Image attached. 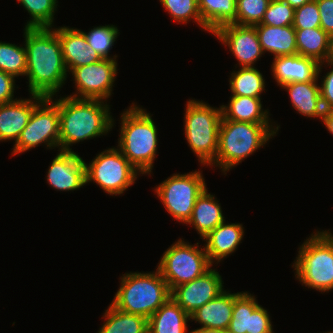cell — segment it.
Listing matches in <instances>:
<instances>
[{"instance_id": "obj_20", "label": "cell", "mask_w": 333, "mask_h": 333, "mask_svg": "<svg viewBox=\"0 0 333 333\" xmlns=\"http://www.w3.org/2000/svg\"><path fill=\"white\" fill-rule=\"evenodd\" d=\"M244 227L241 223H226V219L202 239L210 263L218 264L227 256L233 254L244 237Z\"/></svg>"}, {"instance_id": "obj_39", "label": "cell", "mask_w": 333, "mask_h": 333, "mask_svg": "<svg viewBox=\"0 0 333 333\" xmlns=\"http://www.w3.org/2000/svg\"><path fill=\"white\" fill-rule=\"evenodd\" d=\"M15 77L0 70V104L10 103L18 98H14L16 88Z\"/></svg>"}, {"instance_id": "obj_6", "label": "cell", "mask_w": 333, "mask_h": 333, "mask_svg": "<svg viewBox=\"0 0 333 333\" xmlns=\"http://www.w3.org/2000/svg\"><path fill=\"white\" fill-rule=\"evenodd\" d=\"M294 259L295 277L302 286L321 293L333 290V234L329 230L314 231L298 247Z\"/></svg>"}, {"instance_id": "obj_35", "label": "cell", "mask_w": 333, "mask_h": 333, "mask_svg": "<svg viewBox=\"0 0 333 333\" xmlns=\"http://www.w3.org/2000/svg\"><path fill=\"white\" fill-rule=\"evenodd\" d=\"M271 0H236V19L233 24L255 26L261 23Z\"/></svg>"}, {"instance_id": "obj_23", "label": "cell", "mask_w": 333, "mask_h": 333, "mask_svg": "<svg viewBox=\"0 0 333 333\" xmlns=\"http://www.w3.org/2000/svg\"><path fill=\"white\" fill-rule=\"evenodd\" d=\"M228 104L221 105L222 120L243 121L254 124L280 125L270 120L269 109H263L262 99L249 96H230Z\"/></svg>"}, {"instance_id": "obj_26", "label": "cell", "mask_w": 333, "mask_h": 333, "mask_svg": "<svg viewBox=\"0 0 333 333\" xmlns=\"http://www.w3.org/2000/svg\"><path fill=\"white\" fill-rule=\"evenodd\" d=\"M189 320L190 316L170 297L148 318V333H187Z\"/></svg>"}, {"instance_id": "obj_9", "label": "cell", "mask_w": 333, "mask_h": 333, "mask_svg": "<svg viewBox=\"0 0 333 333\" xmlns=\"http://www.w3.org/2000/svg\"><path fill=\"white\" fill-rule=\"evenodd\" d=\"M85 166L86 184L93 181L110 196L123 195L141 175L122 152L113 146L98 153L91 163L85 162Z\"/></svg>"}, {"instance_id": "obj_21", "label": "cell", "mask_w": 333, "mask_h": 333, "mask_svg": "<svg viewBox=\"0 0 333 333\" xmlns=\"http://www.w3.org/2000/svg\"><path fill=\"white\" fill-rule=\"evenodd\" d=\"M234 293L224 290L216 298L208 301L190 315V321L200 324V328L227 331L232 319Z\"/></svg>"}, {"instance_id": "obj_29", "label": "cell", "mask_w": 333, "mask_h": 333, "mask_svg": "<svg viewBox=\"0 0 333 333\" xmlns=\"http://www.w3.org/2000/svg\"><path fill=\"white\" fill-rule=\"evenodd\" d=\"M103 322L97 333H148V319L122 312L112 304L102 315Z\"/></svg>"}, {"instance_id": "obj_18", "label": "cell", "mask_w": 333, "mask_h": 333, "mask_svg": "<svg viewBox=\"0 0 333 333\" xmlns=\"http://www.w3.org/2000/svg\"><path fill=\"white\" fill-rule=\"evenodd\" d=\"M319 63L301 55L279 56L273 58L271 75L277 86L291 82H310L320 78L322 70H318Z\"/></svg>"}, {"instance_id": "obj_28", "label": "cell", "mask_w": 333, "mask_h": 333, "mask_svg": "<svg viewBox=\"0 0 333 333\" xmlns=\"http://www.w3.org/2000/svg\"><path fill=\"white\" fill-rule=\"evenodd\" d=\"M204 31L213 34L236 19V0H198Z\"/></svg>"}, {"instance_id": "obj_12", "label": "cell", "mask_w": 333, "mask_h": 333, "mask_svg": "<svg viewBox=\"0 0 333 333\" xmlns=\"http://www.w3.org/2000/svg\"><path fill=\"white\" fill-rule=\"evenodd\" d=\"M117 70V60L112 59H102L89 65L73 68L69 74L73 76L76 91L67 96L107 102L113 94Z\"/></svg>"}, {"instance_id": "obj_37", "label": "cell", "mask_w": 333, "mask_h": 333, "mask_svg": "<svg viewBox=\"0 0 333 333\" xmlns=\"http://www.w3.org/2000/svg\"><path fill=\"white\" fill-rule=\"evenodd\" d=\"M320 27V15L317 2L312 0L309 3L294 10V29H308Z\"/></svg>"}, {"instance_id": "obj_4", "label": "cell", "mask_w": 333, "mask_h": 333, "mask_svg": "<svg viewBox=\"0 0 333 333\" xmlns=\"http://www.w3.org/2000/svg\"><path fill=\"white\" fill-rule=\"evenodd\" d=\"M277 133L275 125L221 120L218 152L210 167H218L226 175L232 168L263 148Z\"/></svg>"}, {"instance_id": "obj_16", "label": "cell", "mask_w": 333, "mask_h": 333, "mask_svg": "<svg viewBox=\"0 0 333 333\" xmlns=\"http://www.w3.org/2000/svg\"><path fill=\"white\" fill-rule=\"evenodd\" d=\"M47 172V184L57 191H75L86 185V166L75 151L58 150Z\"/></svg>"}, {"instance_id": "obj_11", "label": "cell", "mask_w": 333, "mask_h": 333, "mask_svg": "<svg viewBox=\"0 0 333 333\" xmlns=\"http://www.w3.org/2000/svg\"><path fill=\"white\" fill-rule=\"evenodd\" d=\"M55 100V101H54ZM60 115L58 96L45 97L34 109L28 124L22 130L11 155L21 154L40 146L42 143L47 149H59Z\"/></svg>"}, {"instance_id": "obj_2", "label": "cell", "mask_w": 333, "mask_h": 333, "mask_svg": "<svg viewBox=\"0 0 333 333\" xmlns=\"http://www.w3.org/2000/svg\"><path fill=\"white\" fill-rule=\"evenodd\" d=\"M58 96L59 150L74 151L70 148L73 144L105 136L114 128L115 119L106 101Z\"/></svg>"}, {"instance_id": "obj_42", "label": "cell", "mask_w": 333, "mask_h": 333, "mask_svg": "<svg viewBox=\"0 0 333 333\" xmlns=\"http://www.w3.org/2000/svg\"><path fill=\"white\" fill-rule=\"evenodd\" d=\"M281 1L288 3L293 9H297L303 6L304 4L311 2L312 0H281Z\"/></svg>"}, {"instance_id": "obj_24", "label": "cell", "mask_w": 333, "mask_h": 333, "mask_svg": "<svg viewBox=\"0 0 333 333\" xmlns=\"http://www.w3.org/2000/svg\"><path fill=\"white\" fill-rule=\"evenodd\" d=\"M206 188L203 193L196 199L190 219L185 223L196 229L203 239L218 225H220L225 217L223 215L221 204L216 200L215 195L208 193Z\"/></svg>"}, {"instance_id": "obj_38", "label": "cell", "mask_w": 333, "mask_h": 333, "mask_svg": "<svg viewBox=\"0 0 333 333\" xmlns=\"http://www.w3.org/2000/svg\"><path fill=\"white\" fill-rule=\"evenodd\" d=\"M325 69V67H331L330 71H327L325 75L320 79V95L324 110L333 109V59L320 63L318 70Z\"/></svg>"}, {"instance_id": "obj_13", "label": "cell", "mask_w": 333, "mask_h": 333, "mask_svg": "<svg viewBox=\"0 0 333 333\" xmlns=\"http://www.w3.org/2000/svg\"><path fill=\"white\" fill-rule=\"evenodd\" d=\"M212 35L229 48L235 57L237 67H255L264 54L255 26H241L233 23L219 27Z\"/></svg>"}, {"instance_id": "obj_5", "label": "cell", "mask_w": 333, "mask_h": 333, "mask_svg": "<svg viewBox=\"0 0 333 333\" xmlns=\"http://www.w3.org/2000/svg\"><path fill=\"white\" fill-rule=\"evenodd\" d=\"M111 304L118 310L150 318L169 298L171 291L158 268L151 272H128Z\"/></svg>"}, {"instance_id": "obj_43", "label": "cell", "mask_w": 333, "mask_h": 333, "mask_svg": "<svg viewBox=\"0 0 333 333\" xmlns=\"http://www.w3.org/2000/svg\"><path fill=\"white\" fill-rule=\"evenodd\" d=\"M190 333H223V330L198 327L197 329L190 330Z\"/></svg>"}, {"instance_id": "obj_19", "label": "cell", "mask_w": 333, "mask_h": 333, "mask_svg": "<svg viewBox=\"0 0 333 333\" xmlns=\"http://www.w3.org/2000/svg\"><path fill=\"white\" fill-rule=\"evenodd\" d=\"M59 37L64 63L68 73L76 67L89 65L102 60L91 47L81 29L61 26L56 28Z\"/></svg>"}, {"instance_id": "obj_3", "label": "cell", "mask_w": 333, "mask_h": 333, "mask_svg": "<svg viewBox=\"0 0 333 333\" xmlns=\"http://www.w3.org/2000/svg\"><path fill=\"white\" fill-rule=\"evenodd\" d=\"M120 121L116 147L141 176H151L159 140L158 128L151 113L133 102L121 113Z\"/></svg>"}, {"instance_id": "obj_22", "label": "cell", "mask_w": 333, "mask_h": 333, "mask_svg": "<svg viewBox=\"0 0 333 333\" xmlns=\"http://www.w3.org/2000/svg\"><path fill=\"white\" fill-rule=\"evenodd\" d=\"M319 79L310 82H291L281 86L290 97V104L298 114L321 120L324 114Z\"/></svg>"}, {"instance_id": "obj_40", "label": "cell", "mask_w": 333, "mask_h": 333, "mask_svg": "<svg viewBox=\"0 0 333 333\" xmlns=\"http://www.w3.org/2000/svg\"><path fill=\"white\" fill-rule=\"evenodd\" d=\"M319 9L320 27L331 34L333 32V0H315Z\"/></svg>"}, {"instance_id": "obj_34", "label": "cell", "mask_w": 333, "mask_h": 333, "mask_svg": "<svg viewBox=\"0 0 333 333\" xmlns=\"http://www.w3.org/2000/svg\"><path fill=\"white\" fill-rule=\"evenodd\" d=\"M164 10L168 11V14L172 20L179 24H187L191 20L196 22L204 31V23L202 21L198 0H159Z\"/></svg>"}, {"instance_id": "obj_41", "label": "cell", "mask_w": 333, "mask_h": 333, "mask_svg": "<svg viewBox=\"0 0 333 333\" xmlns=\"http://www.w3.org/2000/svg\"><path fill=\"white\" fill-rule=\"evenodd\" d=\"M320 121L323 122L327 131L333 136V109L325 110Z\"/></svg>"}, {"instance_id": "obj_31", "label": "cell", "mask_w": 333, "mask_h": 333, "mask_svg": "<svg viewBox=\"0 0 333 333\" xmlns=\"http://www.w3.org/2000/svg\"><path fill=\"white\" fill-rule=\"evenodd\" d=\"M27 13L30 19L24 27H54V15L58 8V0H17Z\"/></svg>"}, {"instance_id": "obj_7", "label": "cell", "mask_w": 333, "mask_h": 333, "mask_svg": "<svg viewBox=\"0 0 333 333\" xmlns=\"http://www.w3.org/2000/svg\"><path fill=\"white\" fill-rule=\"evenodd\" d=\"M184 113V135L201 166H210L218 152L222 108L212 107L203 100L190 99Z\"/></svg>"}, {"instance_id": "obj_8", "label": "cell", "mask_w": 333, "mask_h": 333, "mask_svg": "<svg viewBox=\"0 0 333 333\" xmlns=\"http://www.w3.org/2000/svg\"><path fill=\"white\" fill-rule=\"evenodd\" d=\"M182 239L165 250L156 266L170 291L180 284L201 277L214 266L209 261L204 245L200 248L199 242L193 245Z\"/></svg>"}, {"instance_id": "obj_36", "label": "cell", "mask_w": 333, "mask_h": 333, "mask_svg": "<svg viewBox=\"0 0 333 333\" xmlns=\"http://www.w3.org/2000/svg\"><path fill=\"white\" fill-rule=\"evenodd\" d=\"M294 10L286 2L271 0L260 24L278 27L293 25Z\"/></svg>"}, {"instance_id": "obj_10", "label": "cell", "mask_w": 333, "mask_h": 333, "mask_svg": "<svg viewBox=\"0 0 333 333\" xmlns=\"http://www.w3.org/2000/svg\"><path fill=\"white\" fill-rule=\"evenodd\" d=\"M203 172L174 173L154 187L167 213L183 225L190 219L196 199L207 188Z\"/></svg>"}, {"instance_id": "obj_14", "label": "cell", "mask_w": 333, "mask_h": 333, "mask_svg": "<svg viewBox=\"0 0 333 333\" xmlns=\"http://www.w3.org/2000/svg\"><path fill=\"white\" fill-rule=\"evenodd\" d=\"M222 279L219 271L211 268L201 277L174 287L170 297L190 316L225 290Z\"/></svg>"}, {"instance_id": "obj_25", "label": "cell", "mask_w": 333, "mask_h": 333, "mask_svg": "<svg viewBox=\"0 0 333 333\" xmlns=\"http://www.w3.org/2000/svg\"><path fill=\"white\" fill-rule=\"evenodd\" d=\"M255 28L263 53H271L273 58L298 54L293 25L278 27L257 24Z\"/></svg>"}, {"instance_id": "obj_33", "label": "cell", "mask_w": 333, "mask_h": 333, "mask_svg": "<svg viewBox=\"0 0 333 333\" xmlns=\"http://www.w3.org/2000/svg\"><path fill=\"white\" fill-rule=\"evenodd\" d=\"M87 39L89 47L93 48L102 59L116 60L117 55L111 56L110 50L113 48L120 32L115 25L96 26L88 32L82 31ZM110 55V56H109Z\"/></svg>"}, {"instance_id": "obj_15", "label": "cell", "mask_w": 333, "mask_h": 333, "mask_svg": "<svg viewBox=\"0 0 333 333\" xmlns=\"http://www.w3.org/2000/svg\"><path fill=\"white\" fill-rule=\"evenodd\" d=\"M267 309L249 291L234 293V307L228 333H275Z\"/></svg>"}, {"instance_id": "obj_32", "label": "cell", "mask_w": 333, "mask_h": 333, "mask_svg": "<svg viewBox=\"0 0 333 333\" xmlns=\"http://www.w3.org/2000/svg\"><path fill=\"white\" fill-rule=\"evenodd\" d=\"M22 45L0 41V70L17 79L26 76L27 52Z\"/></svg>"}, {"instance_id": "obj_17", "label": "cell", "mask_w": 333, "mask_h": 333, "mask_svg": "<svg viewBox=\"0 0 333 333\" xmlns=\"http://www.w3.org/2000/svg\"><path fill=\"white\" fill-rule=\"evenodd\" d=\"M30 94V98H19L13 102L0 104V142L15 141L28 124L33 109L44 99Z\"/></svg>"}, {"instance_id": "obj_44", "label": "cell", "mask_w": 333, "mask_h": 333, "mask_svg": "<svg viewBox=\"0 0 333 333\" xmlns=\"http://www.w3.org/2000/svg\"><path fill=\"white\" fill-rule=\"evenodd\" d=\"M329 40H330V52H331V57L333 59V32L329 34Z\"/></svg>"}, {"instance_id": "obj_30", "label": "cell", "mask_w": 333, "mask_h": 333, "mask_svg": "<svg viewBox=\"0 0 333 333\" xmlns=\"http://www.w3.org/2000/svg\"><path fill=\"white\" fill-rule=\"evenodd\" d=\"M231 96H249L261 98L265 92L264 75L256 67H240L229 76Z\"/></svg>"}, {"instance_id": "obj_1", "label": "cell", "mask_w": 333, "mask_h": 333, "mask_svg": "<svg viewBox=\"0 0 333 333\" xmlns=\"http://www.w3.org/2000/svg\"><path fill=\"white\" fill-rule=\"evenodd\" d=\"M23 31L28 92L42 97H56L69 75L56 27H25Z\"/></svg>"}, {"instance_id": "obj_27", "label": "cell", "mask_w": 333, "mask_h": 333, "mask_svg": "<svg viewBox=\"0 0 333 333\" xmlns=\"http://www.w3.org/2000/svg\"><path fill=\"white\" fill-rule=\"evenodd\" d=\"M298 55L312 58L319 64L332 59L329 34L321 27L295 29Z\"/></svg>"}]
</instances>
